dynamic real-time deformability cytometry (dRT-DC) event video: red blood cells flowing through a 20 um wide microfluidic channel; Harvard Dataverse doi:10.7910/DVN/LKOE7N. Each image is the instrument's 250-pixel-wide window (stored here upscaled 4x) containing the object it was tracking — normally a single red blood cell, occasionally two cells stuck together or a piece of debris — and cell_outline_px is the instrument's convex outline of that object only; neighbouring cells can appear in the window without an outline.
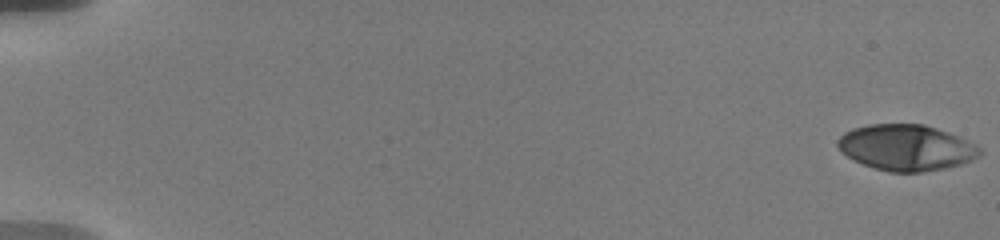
{"species": "human", "species_latin": "Homo sapiens", "temperature_condition": "warm", "stored_images_in_passage": 40, "camera_frame_rate_fps": 3000, "um_per_image_px": 0.085, "donor": {"sex": "male"}, "frame": {"image": 1, "passage_image": 1, "time_ms": 0.0, "image_size_px": [1000, 240], "cell_outline_px": [[984, 152], [972, 160], [960, 164], [944, 168], [920, 172], [888, 172], [852, 160], [840, 152], [836, 144], [836, 140], [844, 132], [852, 128], [868, 124], [924, 124], [960, 136], [976, 144]], "centroid_in_image_um": [77.01, 12.53], "position_along_channel_um": 8.0, "area_um2": 38.32}}
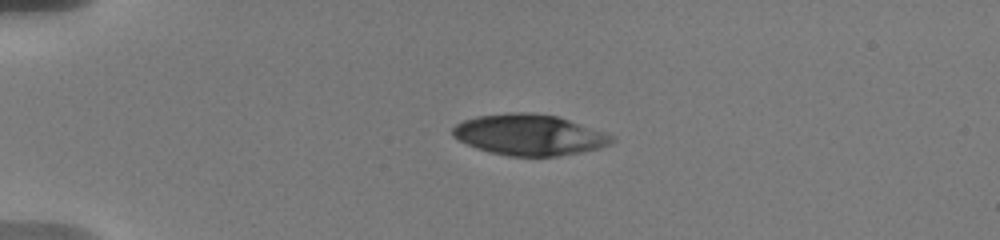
{"frame": {"image": 2, "passage_image": 29, "time_ms": 4.667, "image_size_px": [1000, 240], "cell_outline_px": [[616, 140], [612, 144], [600, 148], [580, 152], [556, 156], [508, 156], [488, 152], [476, 148], [452, 136], [452, 128], [456, 124], [464, 120], [476, 116], [512, 112], [528, 112], [556, 116], [608, 132], [616, 136]], "centroid_in_image_um": [45.04, 11.46], "position_along_channel_um": 40.0, "area_um2": 38.21}}